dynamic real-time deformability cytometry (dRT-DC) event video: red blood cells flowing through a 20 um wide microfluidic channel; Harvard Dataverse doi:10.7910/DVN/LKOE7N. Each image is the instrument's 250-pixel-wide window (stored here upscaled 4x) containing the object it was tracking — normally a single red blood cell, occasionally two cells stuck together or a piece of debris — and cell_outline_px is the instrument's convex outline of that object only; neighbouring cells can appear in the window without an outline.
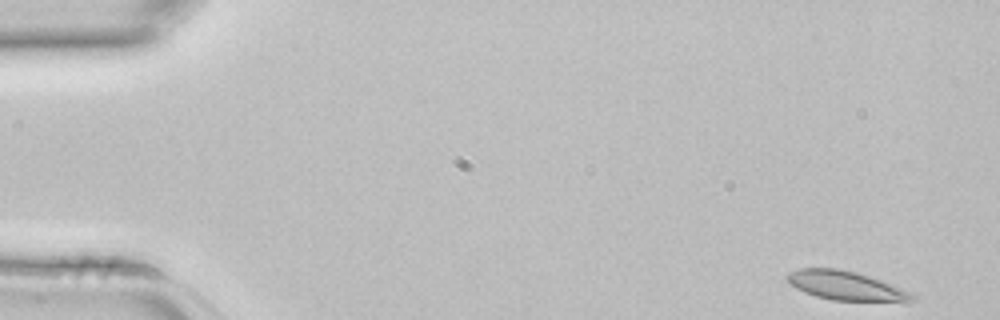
{"species": "common noctule bat (a hibernating species)", "species_latin": "Nyctalus noctula", "temperature_condition": "room temperature", "stored_images_in_passage": 2, "camera_frame_rate_fps": 3000, "um_per_image_px": 0.085, "animal": {"sex": "female", "body_mass_g": 22.7, "forearm_length_mm": 54.2}, "frame": {"image": 1, "passage_image": 1, "time_ms": 0.0, "image_size_px": [1000, 320], "cell_outline_px": [[916, 300], [904, 304], [832, 300], [816, 296], [804, 292], [796, 288], [784, 276], [788, 272], [800, 268], [840, 268], [856, 272], [916, 292]], "centroid_in_image_um": [72.07, 24.33], "position_along_channel_um": 12.9, "area_um2": 22.2}}